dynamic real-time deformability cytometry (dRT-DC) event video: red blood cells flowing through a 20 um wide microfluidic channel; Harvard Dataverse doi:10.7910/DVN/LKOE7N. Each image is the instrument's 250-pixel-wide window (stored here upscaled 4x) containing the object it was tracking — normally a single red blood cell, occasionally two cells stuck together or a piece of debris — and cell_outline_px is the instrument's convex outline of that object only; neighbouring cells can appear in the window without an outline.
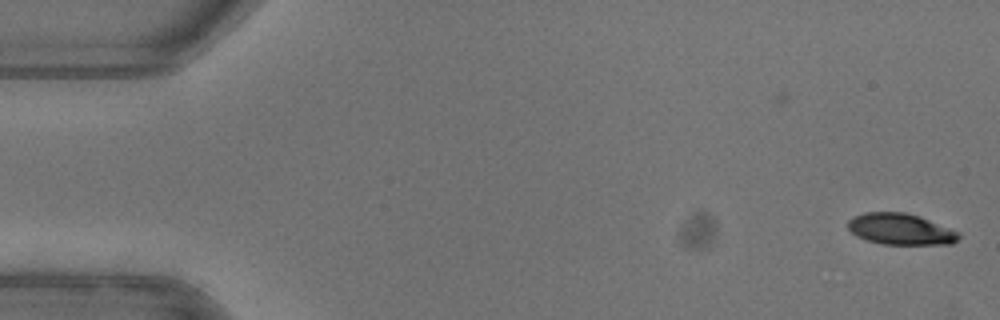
{"species": "common noctule bat (a hibernating species)", "species_latin": "Nyctalus noctula", "temperature_condition": "warm", "stored_images_in_passage": 16, "camera_frame_rate_fps": 3000, "um_per_image_px": 0.085, "animal": {"sex": "female"}, "frame": {"image": 1, "passage_image": 1, "time_ms": 0.0, "image_size_px": [1000, 320], "cell_outline_px": [[960, 236], [952, 244], [884, 244], [868, 240], [856, 236], [848, 228], [848, 220], [852, 216], [864, 212], [904, 212], [920, 216], [960, 232]], "centroid_in_image_um": [76.54, 19.46], "position_along_channel_um": 8.5, "area_um2": 20.17}}
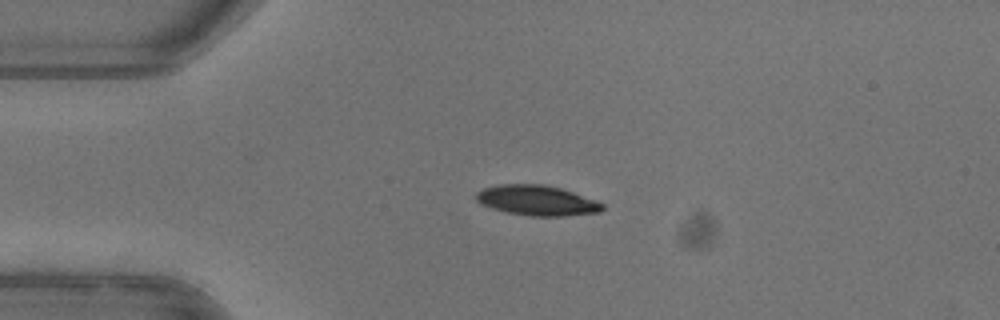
{"frame": {"image": 2, "passage_image": 12, "time_ms": 3.667, "image_size_px": [1000, 320], "cell_outline_px": [[604, 208], [600, 212], [564, 216], [528, 216], [504, 212], [480, 204], [476, 200], [476, 192], [484, 188], [500, 184], [544, 184], [560, 188], [596, 200], [604, 204]], "centroid_in_image_um": [45.62, 17.04], "position_along_channel_um": 39.4, "area_um2": 22.31}}